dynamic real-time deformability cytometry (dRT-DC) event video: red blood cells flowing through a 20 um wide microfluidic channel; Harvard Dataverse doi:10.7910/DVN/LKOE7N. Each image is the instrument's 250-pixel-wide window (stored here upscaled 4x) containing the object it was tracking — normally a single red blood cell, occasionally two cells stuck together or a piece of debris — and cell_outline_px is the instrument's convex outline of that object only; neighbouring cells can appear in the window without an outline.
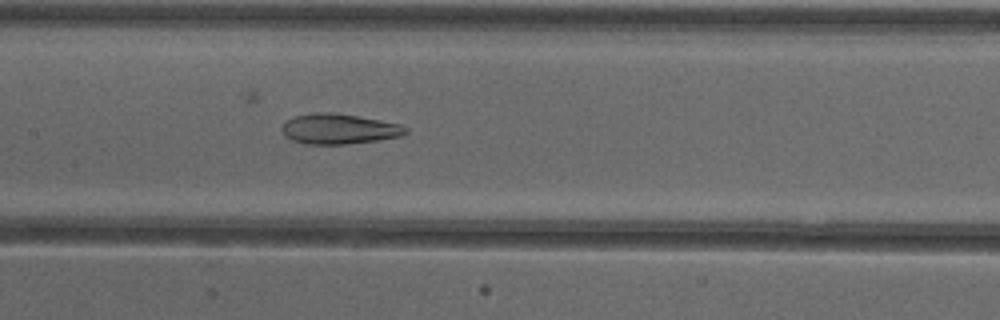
{"species": "common noctule bat (a hibernating species)", "species_latin": "Nyctalus noctula", "temperature_condition": "cold", "stored_images_in_passage": 37, "camera_frame_rate_fps": 3000, "um_per_image_px": 0.085, "animal": {"sex": "female"}, "frame": {"image": 1, "passage_image": 18, "time_ms": 5.667, "image_size_px": [1000, 320], "cell_outline_px": [[408, 132], [400, 136], [376, 140], [348, 144], [304, 144], [292, 140], [284, 136], [280, 128], [284, 120], [296, 116], [316, 112], [332, 112], [380, 120], [400, 124], [408, 128]], "centroid_in_image_um": [28.76, 10.96], "position_along_channel_um": 178.6, "area_um2": 21.91}}
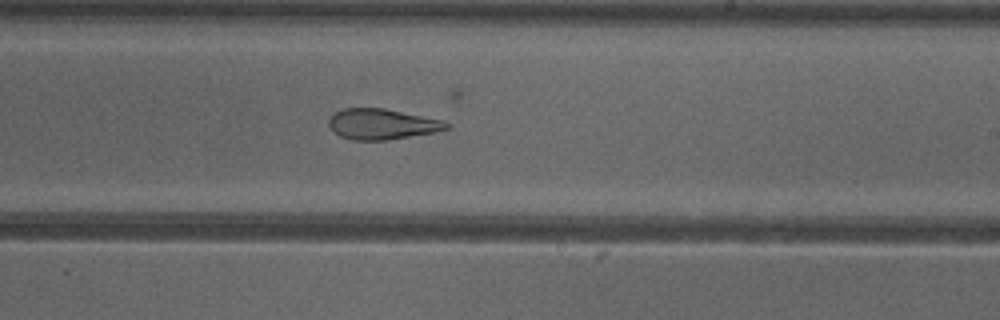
{"frame": {"image": 2, "passage_image": 24, "time_ms": 7.667, "image_size_px": [1000, 320], "cell_outline_px": [[448, 128], [436, 132], [388, 140], [352, 140], [340, 136], [328, 124], [328, 120], [336, 112], [344, 108], [384, 108], [444, 120], [448, 124]], "centroid_in_image_um": [32.49, 10.55], "position_along_channel_um": 256.5, "area_um2": 20.87}}
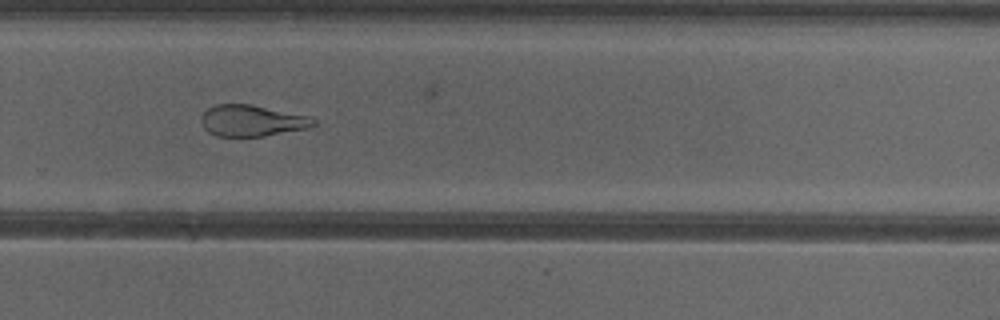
{"frame": {"image": 3, "passage_image": 28, "time_ms": 9.0, "image_size_px": [1000, 320], "cell_outline_px": [[316, 124], [308, 128], [264, 136], [216, 136], [208, 132], [204, 128], [200, 120], [200, 116], [208, 108], [216, 104], [252, 104], [308, 116], [316, 120]], "centroid_in_image_um": [21.39, 10.25], "position_along_channel_um": 308.4, "area_um2": 20.52}, "authors_computed_cell_mechanics": {"area_um2": 23.0622, "velocity_mm_per_s": 3.9419, "shape_relaxation_time_tau1_ms": null, "shape_relaxation_time_tau2_ms": 2.6416, "deformation_change_tau1": null, "deformation_change_tau2": 0.1102}}